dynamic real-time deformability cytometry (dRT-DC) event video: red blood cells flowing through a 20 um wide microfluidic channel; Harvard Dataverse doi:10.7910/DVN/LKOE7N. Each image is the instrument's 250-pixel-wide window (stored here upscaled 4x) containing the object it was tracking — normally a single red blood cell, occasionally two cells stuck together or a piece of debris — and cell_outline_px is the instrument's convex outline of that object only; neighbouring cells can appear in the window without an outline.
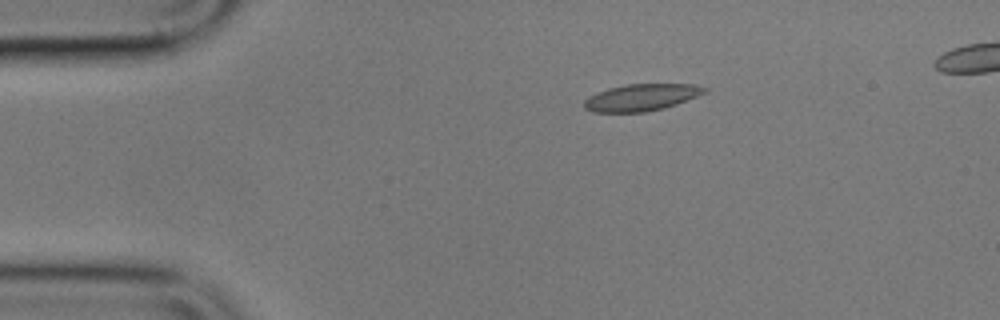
{"species": "common noctule bat (a hibernating species)", "species_latin": "Nyctalus noctula", "temperature_condition": "cold", "stored_images_in_passage": 9, "camera_frame_rate_fps": 3000, "um_per_image_px": 0.085, "animal": {"sex": "male", "body_mass_g": 17.9}, "frame": {"image": 1, "passage_image": 2, "time_ms": 2.667, "image_size_px": [1000, 320], "cell_outline_px": [[708, 92], [676, 104], [664, 108], [644, 112], [592, 112], [584, 108], [584, 100], [588, 96], [608, 88], [628, 84], [696, 84], [708, 88]], "centroid_in_image_um": [54.53, 8.28], "position_along_channel_um": 30.5, "area_um2": 18.9}}
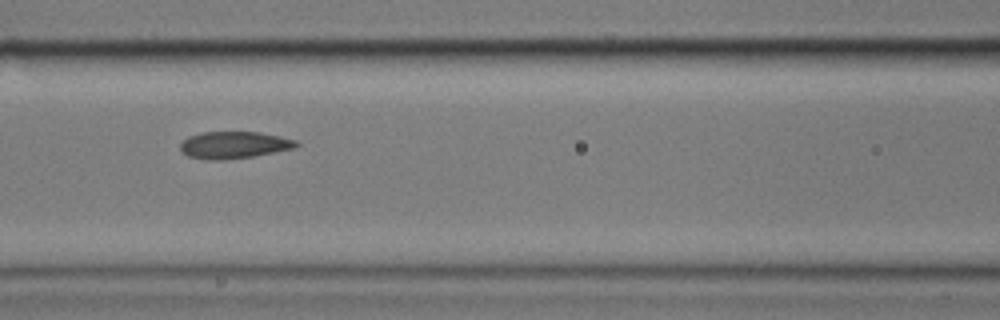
{"frame": {"image": 2, "passage_image": 6, "time_ms": 7.333, "image_size_px": [1000, 320], "cell_outline_px": [[300, 144], [296, 148], [252, 156], [224, 160], [208, 160], [188, 156], [180, 152], [180, 144], [188, 136], [204, 132], [260, 132], [280, 136], [296, 140]], "centroid_in_image_um": [19.88, 12.32], "position_along_channel_um": 146.7, "area_um2": 18.32}}
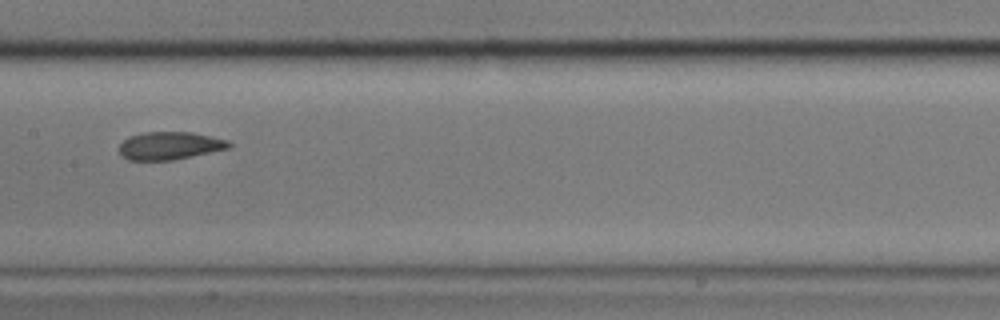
{"frame": {"image": 3, "passage_image": 7, "time_ms": 8.667, "image_size_px": [1000, 320], "cell_outline_px": [[232, 148], [172, 160], [128, 160], [120, 152], [120, 144], [128, 136], [144, 132], [192, 132], [228, 140], [232, 144]], "centroid_in_image_um": [14.46, 12.38], "position_along_channel_um": 192.9, "area_um2": 17.8}}